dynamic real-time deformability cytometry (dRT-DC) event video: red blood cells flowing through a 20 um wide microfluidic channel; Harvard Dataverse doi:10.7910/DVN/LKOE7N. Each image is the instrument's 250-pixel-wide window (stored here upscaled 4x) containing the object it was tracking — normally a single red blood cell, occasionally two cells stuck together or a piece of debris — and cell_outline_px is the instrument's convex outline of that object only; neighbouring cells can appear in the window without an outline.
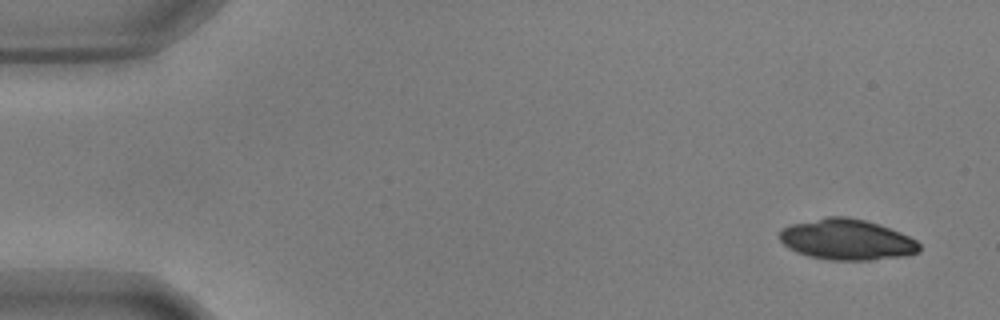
{"species": "common noctule bat (a hibernating species)", "species_latin": "Nyctalus noctula", "temperature_condition": "warm", "stored_images_in_passage": 53, "camera_frame_rate_fps": 3000, "um_per_image_px": 0.085, "animal": {"sex": "male", "body_mass_g": 17.9, "forearm_length_mm": 54.2}, "frame": {"image": 1, "passage_image": 1, "time_ms": 0.0, "image_size_px": [1000, 320], "cell_outline_px": [[920, 252], [904, 256], [872, 260], [828, 260], [808, 256], [796, 252], [788, 248], [780, 240], [780, 228], [792, 224], [828, 216], [848, 216], [880, 224], [900, 232], [916, 240], [920, 244]], "centroid_in_image_um": [71.98, 20.37], "position_along_channel_um": 13.0, "area_um2": 33.41}}